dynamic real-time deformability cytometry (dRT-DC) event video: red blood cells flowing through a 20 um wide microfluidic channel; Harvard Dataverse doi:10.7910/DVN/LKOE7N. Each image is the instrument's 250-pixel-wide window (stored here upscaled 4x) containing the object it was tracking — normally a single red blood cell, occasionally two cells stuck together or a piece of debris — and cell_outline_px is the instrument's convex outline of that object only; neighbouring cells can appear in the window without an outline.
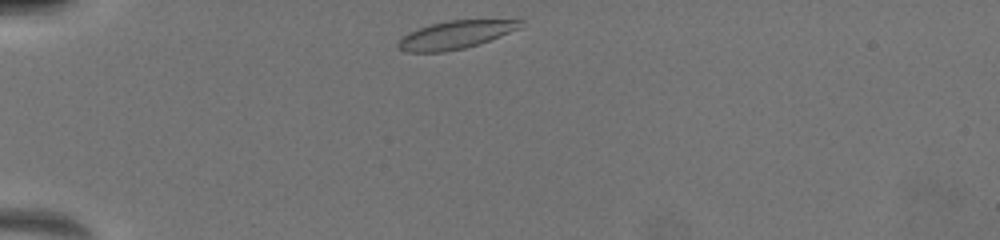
{"species": "common noctule bat (a hibernating species)", "species_latin": "Nyctalus noctula", "temperature_condition": "warm", "stored_images_in_passage": 16, "camera_frame_rate_fps": 3000, "um_per_image_px": 0.085, "animal": {"sex": "female", "body_mass_g": 19.5, "forearm_length_mm": 54.1}, "frame": {"image": 1, "passage_image": 1, "time_ms": 0.0, "image_size_px": [1000, 240], "cell_outline_px": [[524, 20], [520, 28], [500, 36], [464, 48], [444, 52], [404, 52], [396, 48], [396, 44], [408, 32], [432, 24], [448, 20]], "centroid_in_image_um": [38.67, 2.97], "position_along_channel_um": 46.3, "area_um2": 19.71}}
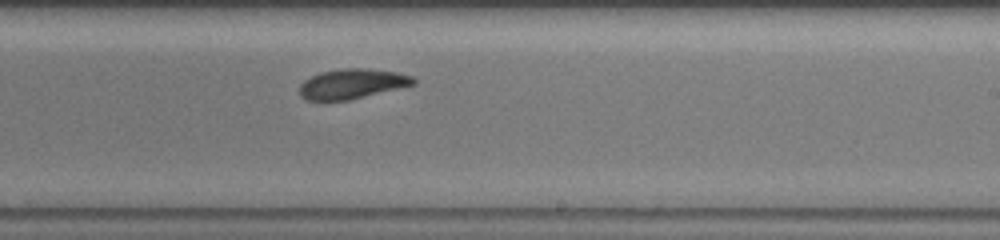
{"frame": {"image": 2, "passage_image": 10, "time_ms": 6.333, "image_size_px": [1000, 240], "cell_outline_px": [[416, 84], [348, 100], [304, 100], [300, 96], [300, 84], [304, 80], [320, 72], [340, 68], [368, 68], [396, 72], [412, 76], [416, 80]], "centroid_in_image_um": [29.91, 7.11], "position_along_channel_um": 259.1, "area_um2": 19.83}}
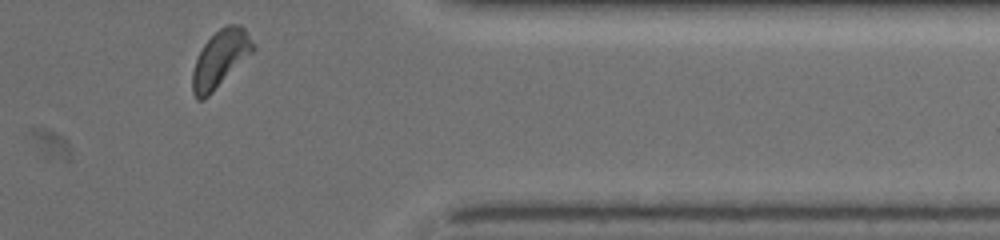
{"frame": {"image": 3, "passage_image": 16, "time_ms": 10.0, "image_size_px": [1000, 240], "cell_outline_px": [[256, 48], [204, 100], [196, 100], [192, 92], [192, 72], [196, 60], [204, 44], [220, 28], [228, 24], [240, 24], [244, 28], [256, 44]], "centroid_in_image_um": [18.72, 4.99], "position_along_channel_um": 392.7, "area_um2": 19.83}, "authors_computed_cell_mechanics": {"area_um2": 20.0277, "velocity_mm_per_s": 3.9734, "shape_relaxation_time_tau1_ms": 2.7469, "shape_relaxation_time_tau2_ms": 5.3849, "deformation_change_tau1": 0.1178, "deformation_change_tau2": 0.123}}